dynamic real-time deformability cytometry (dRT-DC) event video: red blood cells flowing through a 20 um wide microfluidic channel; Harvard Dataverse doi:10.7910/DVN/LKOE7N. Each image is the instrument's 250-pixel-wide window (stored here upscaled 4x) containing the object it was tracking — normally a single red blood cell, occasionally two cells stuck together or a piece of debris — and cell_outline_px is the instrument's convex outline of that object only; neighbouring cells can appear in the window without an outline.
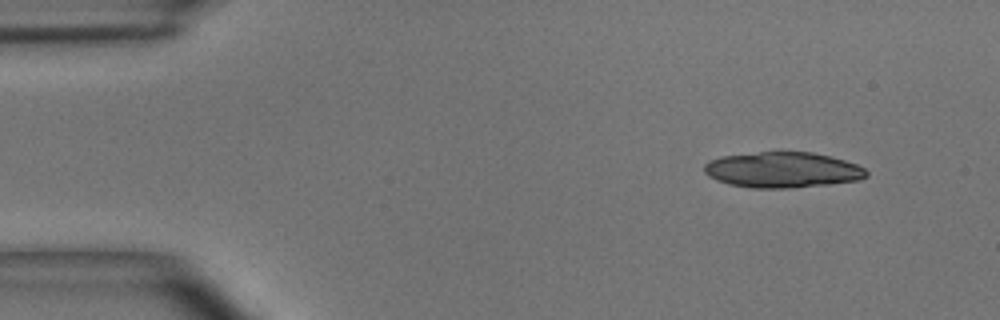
{"species": "common noctule bat (a hibernating species)", "species_latin": "Nyctalus noctula", "temperature_condition": "room temperature", "stored_images_in_passage": 13, "camera_frame_rate_fps": 3000, "um_per_image_px": 0.085, "animal": {"sex": "male", "body_mass_g": 15.6}, "frame": {"image": 1, "passage_image": 4, "time_ms": 1.0, "image_size_px": [1000, 320], "cell_outline_px": [[868, 176], [860, 180], [828, 184], [788, 188], [752, 188], [728, 184], [716, 180], [708, 176], [704, 172], [704, 164], [708, 160], [720, 156], [760, 152], [812, 152], [844, 160], [856, 164], [864, 168], [868, 172]], "centroid_in_image_um": [66.49, 14.44], "position_along_channel_um": 18.5, "area_um2": 33.76}}